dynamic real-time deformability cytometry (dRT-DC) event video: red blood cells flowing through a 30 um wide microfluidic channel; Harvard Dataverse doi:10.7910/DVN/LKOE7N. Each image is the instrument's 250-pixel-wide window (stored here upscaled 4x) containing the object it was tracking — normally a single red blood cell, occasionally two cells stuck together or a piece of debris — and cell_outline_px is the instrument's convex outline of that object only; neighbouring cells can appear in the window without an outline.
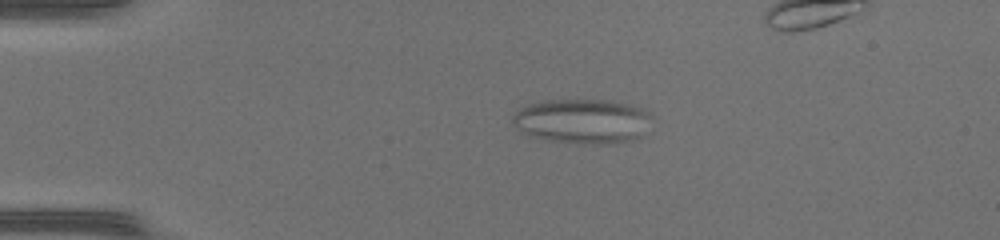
{"species": "common noctule bat (a hibernating species)", "species_latin": "Nyctalus noctula", "temperature_condition": "warm", "stored_images_in_passage": 46, "camera_frame_rate_fps": 3000, "um_per_image_px": 0.085, "animal": {"sex": "female", "body_mass_g": 17.0, "forearm_length_mm": 48.0}, "frame": {"image": 1, "passage_image": 12, "time_ms": 3.667, "image_size_px": [1000, 240], "cell_outline_px": [[652, 116], [640, 136], [632, 140], [608, 144], [584, 144], [552, 140], [536, 136], [524, 132], [512, 124], [512, 116], [520, 108], [528, 104], [544, 100], [612, 100], [644, 108], [652, 112]], "centroid_in_image_um": [49.54, 10.28], "position_along_channel_um": 35.5, "area_um2": 36.07}}
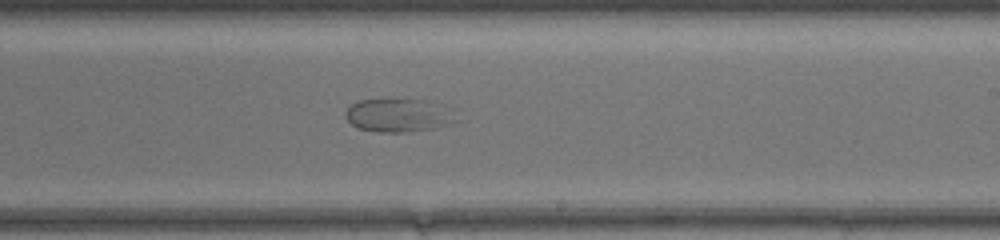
{"frame": {"image": 2, "passage_image": 31, "time_ms": 10.0, "image_size_px": [1000, 240], "cell_outline_px": [[460, 120], [452, 124], [436, 128], [404, 132], [376, 132], [360, 128], [352, 124], [344, 116], [348, 108], [356, 100], [420, 100], [452, 108]], "centroid_in_image_um": [33.94, 9.82], "position_along_channel_um": 255.1, "area_um2": 21.5}}
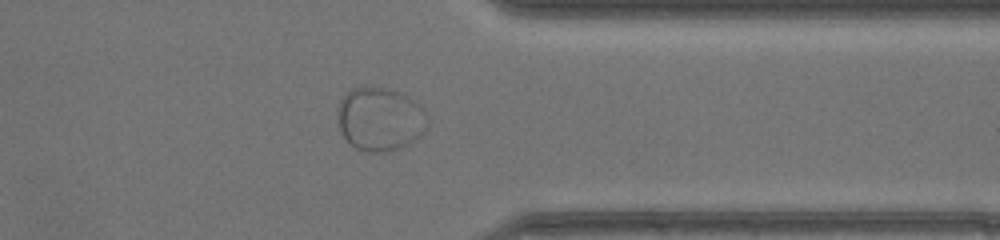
{"frame": {"image": 3, "passage_image": 40, "time_ms": 13.0, "image_size_px": [1000, 240], "cell_outline_px": [[428, 124], [424, 132], [420, 136], [408, 144], [400, 148], [388, 152], [364, 152], [356, 148], [344, 136], [340, 128], [336, 108], [340, 100], [352, 88], [388, 88], [404, 92], [420, 104], [424, 108], [428, 120]], "centroid_in_image_um": [32.34, 10.12], "position_along_channel_um": 379.1, "area_um2": 33.58}}